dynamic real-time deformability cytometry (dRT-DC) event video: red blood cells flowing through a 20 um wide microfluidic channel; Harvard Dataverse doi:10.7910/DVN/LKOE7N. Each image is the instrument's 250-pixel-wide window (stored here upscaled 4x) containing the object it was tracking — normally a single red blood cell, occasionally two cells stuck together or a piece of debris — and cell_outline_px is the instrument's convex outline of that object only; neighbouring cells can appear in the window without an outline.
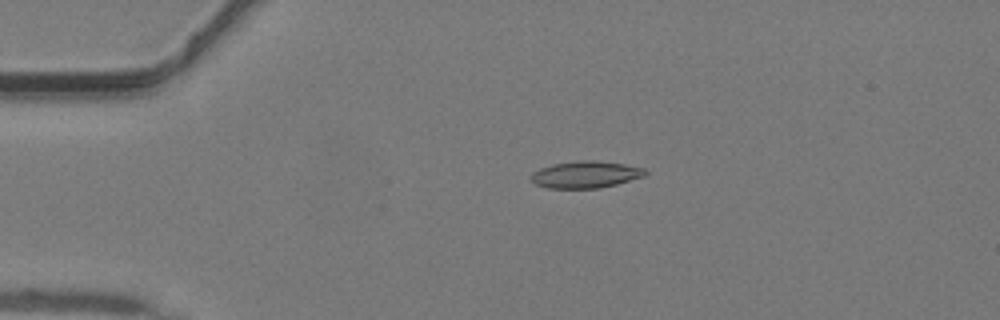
{"species": "common noctule bat (a hibernating species)", "species_latin": "Nyctalus noctula", "temperature_condition": "warm", "stored_images_in_passage": 36, "camera_frame_rate_fps": 3000, "um_per_image_px": 0.085, "animal": {"sex": "male", "body_mass_g": 19.2, "forearm_length_mm": 51.8}, "frame": {"image": 1, "passage_image": 2, "time_ms": 0.333, "image_size_px": [1000, 320], "cell_outline_px": [[648, 172], [644, 176], [616, 184], [600, 188], [548, 188], [536, 184], [532, 180], [532, 172], [540, 168], [552, 164], [580, 160], [596, 160], [624, 164], [644, 168]], "centroid_in_image_um": [49.78, 14.83], "position_along_channel_um": 35.2, "area_um2": 17.8}}
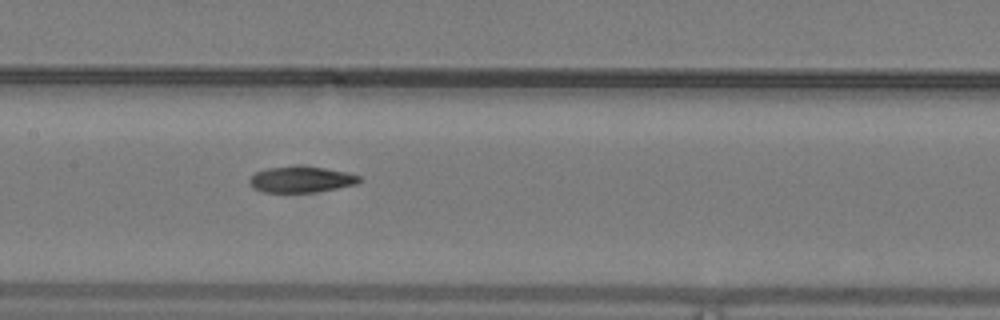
{"frame": {"image": 2, "passage_image": 14, "time_ms": 4.333, "image_size_px": [1000, 320], "cell_outline_px": [[360, 180], [356, 184], [316, 192], [264, 192], [252, 188], [248, 184], [248, 180], [256, 172], [268, 168], [324, 168], [348, 172], [360, 176]], "centroid_in_image_um": [25.58, 15.29], "position_along_channel_um": 181.8, "area_um2": 16.13}}
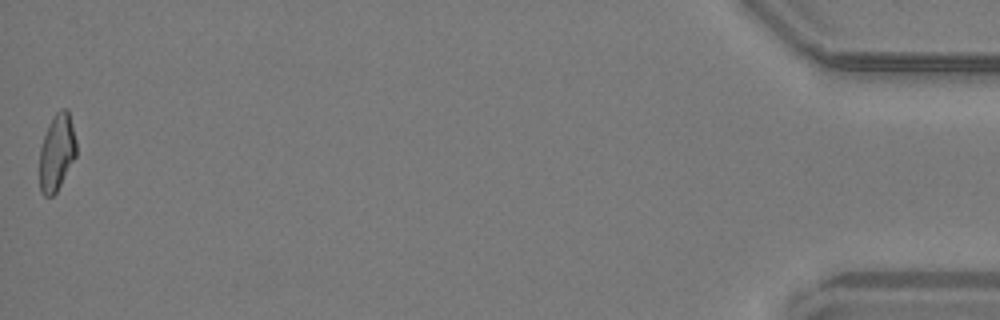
{"frame": {"image": 3, "passage_image": 36, "time_ms": 11.667, "image_size_px": [1000, 320], "cell_outline_px": [[76, 156], [56, 192], [52, 196], [44, 196], [40, 192], [40, 148], [48, 124], [52, 116], [60, 108], [68, 108], [76, 140]], "centroid_in_image_um": [4.83, 12.91], "position_along_channel_um": 430.4, "area_um2": 16.47}}